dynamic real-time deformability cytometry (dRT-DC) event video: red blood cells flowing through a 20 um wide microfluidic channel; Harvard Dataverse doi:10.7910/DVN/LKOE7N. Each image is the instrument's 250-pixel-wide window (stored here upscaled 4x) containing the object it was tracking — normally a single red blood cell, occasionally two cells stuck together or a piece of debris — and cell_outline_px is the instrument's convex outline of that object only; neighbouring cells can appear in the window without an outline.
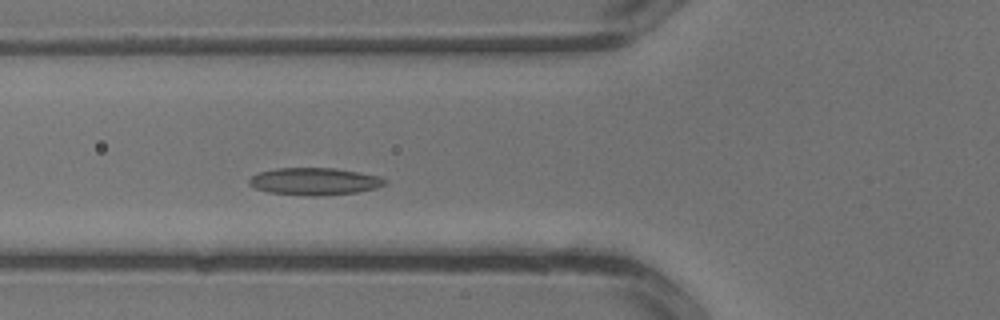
{"species": "common noctule bat (a hibernating species)", "species_latin": "Nyctalus noctula", "temperature_condition": "warm", "stored_images_in_passage": 28, "camera_frame_rate_fps": 3000, "um_per_image_px": 0.085, "animal": {"sex": "male", "body_mass_g": 13.3}, "frame": {"image": 1, "passage_image": 7, "time_ms": 2.0, "image_size_px": [1000, 320], "cell_outline_px": [[388, 180], [384, 184], [376, 188], [356, 192], [316, 196], [304, 196], [268, 192], [256, 188], [248, 184], [248, 180], [252, 176], [260, 172], [276, 168], [336, 168], [360, 172], [380, 176]], "centroid_in_image_um": [26.73, 15.42], "position_along_channel_um": 99.1, "area_um2": 21.62}}
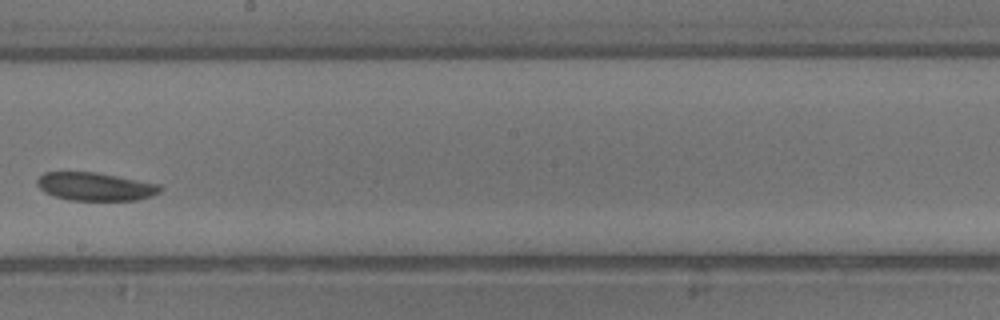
{"frame": {"image": 2, "passage_image": 14, "time_ms": 4.333, "image_size_px": [1000, 320], "cell_outline_px": [[164, 188], [160, 192], [152, 196], [136, 200], [68, 200], [44, 192], [36, 184], [36, 180], [44, 172], [96, 172], [160, 184]], "centroid_in_image_um": [8.12, 15.85], "position_along_channel_um": 240.1, "area_um2": 20.23}}
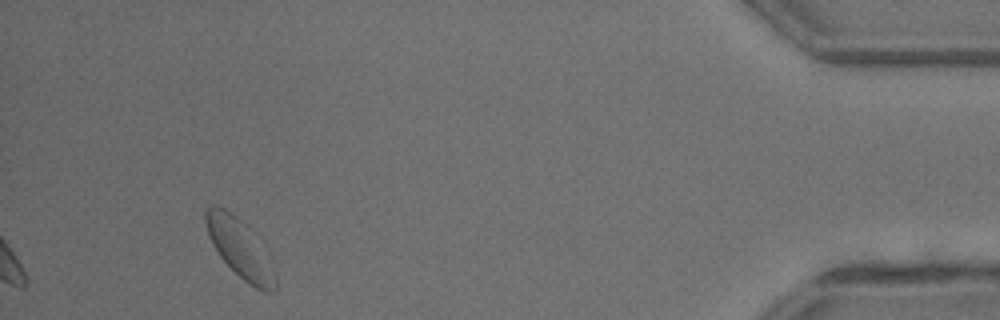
{"frame": {"image": 3, "passage_image": 26, "time_ms": 8.333, "image_size_px": [1000, 320], "cell_outline_px": [[276, 292], [264, 292], [248, 284], [220, 256], [208, 236], [204, 220], [204, 212], [212, 204], [216, 204], [224, 208], [236, 216], [244, 224], [276, 276]], "centroid_in_image_um": [20.3, 21.11], "position_along_channel_um": 414.9, "area_um2": 22.43}}